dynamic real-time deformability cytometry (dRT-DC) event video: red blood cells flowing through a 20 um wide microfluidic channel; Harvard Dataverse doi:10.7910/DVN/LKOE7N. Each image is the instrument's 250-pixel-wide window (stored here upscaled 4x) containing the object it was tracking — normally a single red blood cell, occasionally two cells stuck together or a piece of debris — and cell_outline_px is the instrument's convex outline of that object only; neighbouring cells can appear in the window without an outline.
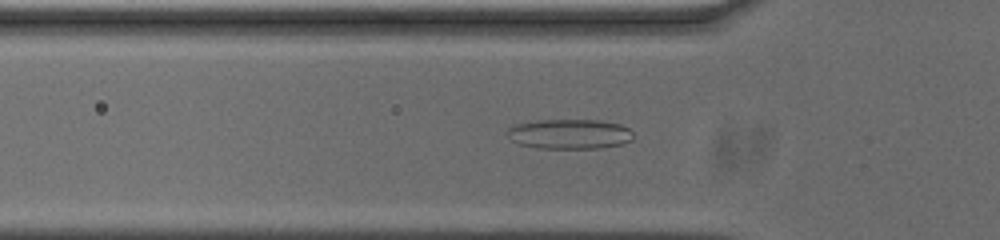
{"species": "common noctule bat (a hibernating species)", "species_latin": "Nyctalus noctula", "temperature_condition": "cold", "stored_images_in_passage": 53, "camera_frame_rate_fps": 3000, "um_per_image_px": 0.085, "animal": {"sex": "male", "body_mass_g": 20.0, "forearm_length_mm": 53.3}, "frame": {"image": 1, "passage_image": 16, "time_ms": 5.0, "image_size_px": [1000, 240], "cell_outline_px": [[632, 140], [620, 144], [600, 148], [536, 148], [520, 144], [512, 140], [508, 136], [508, 128], [512, 124], [540, 120], [600, 120], [620, 124], [628, 128], [632, 132]], "centroid_in_image_um": [48.4, 11.38], "position_along_channel_um": 77.4, "area_um2": 21.91}}
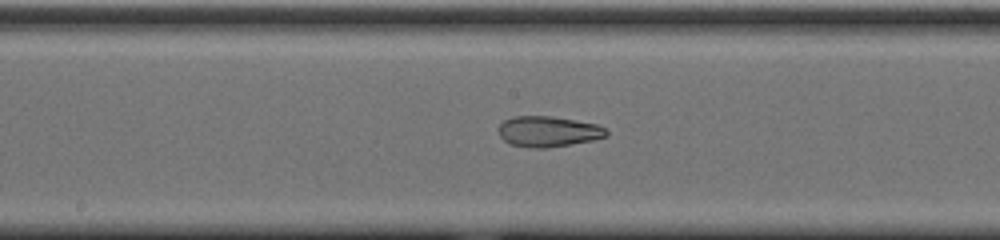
{"frame": {"image": 2, "passage_image": 26, "time_ms": 8.333, "image_size_px": [1000, 240], "cell_outline_px": [[608, 136], [592, 140], [548, 148], [532, 148], [512, 144], [504, 140], [500, 136], [500, 124], [504, 120], [512, 116], [548, 116], [596, 124], [604, 128], [608, 132]], "centroid_in_image_um": [46.59, 11.18], "position_along_channel_um": 201.6, "area_um2": 18.96}}
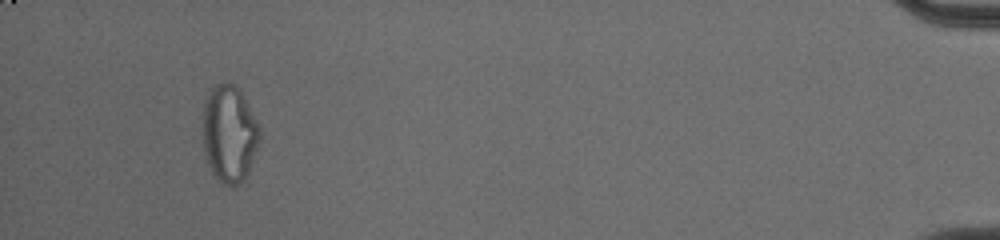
{"frame": {"image": 3, "passage_image": 50, "time_ms": 16.333, "image_size_px": [1000, 240], "cell_outline_px": [[260, 140], [248, 172], [244, 180], [240, 184], [232, 188], [220, 184], [212, 172], [208, 164], [204, 152], [200, 128], [204, 100], [208, 88], [216, 84], [236, 84], [256, 120], [260, 128]], "centroid_in_image_um": [19.43, 11.39], "position_along_channel_um": 415.8, "area_um2": 33.06}, "authors_computed_cell_mechanics": {"area_um2": 22.7732, "velocity_mm_per_s": 3.7102, "shape_relaxation_time_tau1_ms": null, "shape_relaxation_time_tau2_ms": 2.4101, "deformation_change_tau1": null, "deformation_change_tau2": 0.0966}}